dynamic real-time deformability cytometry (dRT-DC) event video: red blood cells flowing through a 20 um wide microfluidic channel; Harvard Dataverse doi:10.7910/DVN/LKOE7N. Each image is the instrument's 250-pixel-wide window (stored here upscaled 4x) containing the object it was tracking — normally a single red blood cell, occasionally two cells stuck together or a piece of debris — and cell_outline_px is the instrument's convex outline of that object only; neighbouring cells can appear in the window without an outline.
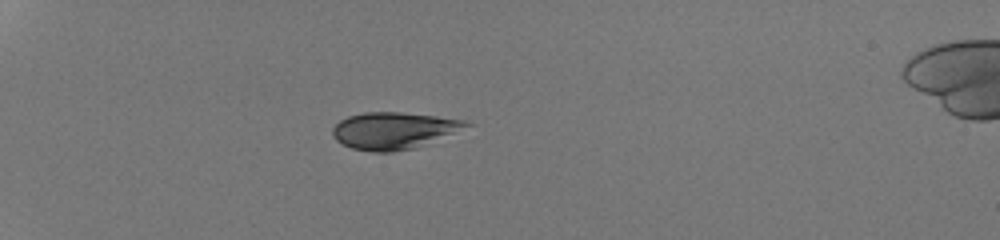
{"species": "human", "species_latin": "Homo sapiens", "temperature_condition": "room temperature", "stored_images_in_passage": 35, "camera_frame_rate_fps": 3000, "um_per_image_px": 0.085, "donor": {"sex": "male"}, "frame": {"image": 1, "passage_image": 1, "time_ms": 0.0, "image_size_px": [1000, 240], "cell_outline_px": [[472, 124], [416, 148], [392, 152], [372, 152], [352, 148], [336, 140], [332, 136], [332, 128], [340, 120], [348, 116], [364, 112], [400, 112], [436, 116], [464, 120]], "centroid_in_image_um": [33.4, 11.1], "position_along_channel_um": 51.6, "area_um2": 28.44}}
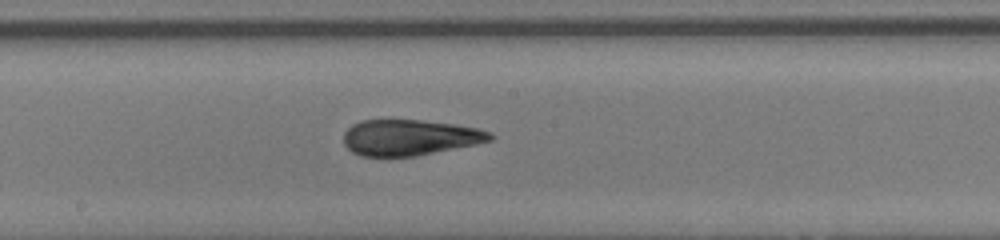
{"frame": {"image": 2, "passage_image": 16, "time_ms": 5.0, "image_size_px": [1000, 240], "cell_outline_px": [[496, 136], [492, 140], [476, 144], [416, 156], [360, 156], [352, 152], [344, 144], [344, 132], [352, 124], [360, 120], [420, 120], [456, 124], [480, 128], [492, 132]], "centroid_in_image_um": [34.86, 11.68], "position_along_channel_um": 213.3, "area_um2": 30.81}}
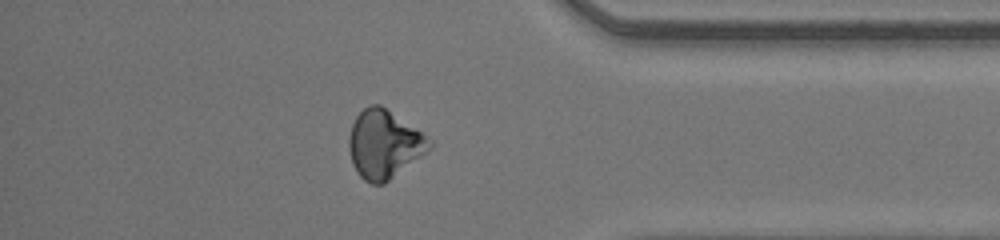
{"frame": {"image": 3, "passage_image": 30, "time_ms": 9.667, "image_size_px": [1000, 240], "cell_outline_px": [[432, 148], [384, 184], [372, 184], [364, 180], [356, 172], [352, 164], [348, 148], [348, 140], [352, 124], [356, 116], [368, 104], [380, 104], [432, 140]], "centroid_in_image_um": [32.62, 12.27], "position_along_channel_um": 402.6, "area_um2": 31.91}, "authors_computed_cell_mechanics": {"area_um2": 30.8652, "velocity_mm_per_s": 4.2812, "shape_relaxation_time_tau1_ms": null, "shape_relaxation_time_tau2_ms": 0.3504, "deformation_change_tau1": null, "deformation_change_tau2": 0.0457}}